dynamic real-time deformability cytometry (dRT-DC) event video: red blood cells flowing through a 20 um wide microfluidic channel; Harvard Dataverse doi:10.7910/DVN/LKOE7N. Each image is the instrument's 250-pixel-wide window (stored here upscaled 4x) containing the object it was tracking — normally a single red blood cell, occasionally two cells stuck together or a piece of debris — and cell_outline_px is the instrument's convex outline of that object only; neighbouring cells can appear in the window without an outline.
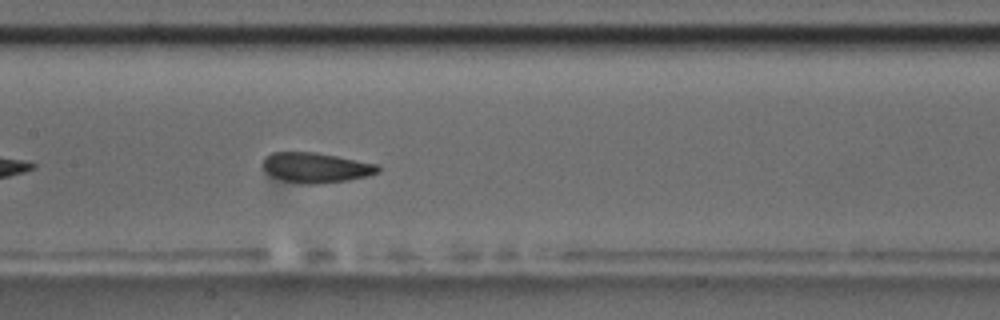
{"species": "common noctule bat (a hibernating species)", "species_latin": "Nyctalus noctula", "temperature_condition": "room temperature", "stored_images_in_passage": 40, "camera_frame_rate_fps": 3000, "um_per_image_px": 0.085, "animal": {"sex": "male", "body_mass_g": 17.5, "forearm_length_mm": 52.3}, "frame": {"image": 1, "passage_image": 12, "time_ms": 3.667, "image_size_px": [1000, 320], "cell_outline_px": [[380, 172], [368, 176], [348, 180], [316, 184], [300, 184], [268, 176], [264, 172], [260, 164], [264, 156], [272, 152], [316, 152], [376, 164], [380, 168]], "centroid_in_image_um": [26.76, 14.25], "position_along_channel_um": 180.6, "area_um2": 20.52}, "authors_computed_cell_mechanics": {"area_um2": 20.7213, "velocity_mm_per_s": 3.6633, "shape_relaxation_time_tau1_ms": 6.8364, "shape_relaxation_time_tau2_ms": 1.2208, "deformation_change_tau1": 0.1362, "deformation_change_tau2": 0.0535}}